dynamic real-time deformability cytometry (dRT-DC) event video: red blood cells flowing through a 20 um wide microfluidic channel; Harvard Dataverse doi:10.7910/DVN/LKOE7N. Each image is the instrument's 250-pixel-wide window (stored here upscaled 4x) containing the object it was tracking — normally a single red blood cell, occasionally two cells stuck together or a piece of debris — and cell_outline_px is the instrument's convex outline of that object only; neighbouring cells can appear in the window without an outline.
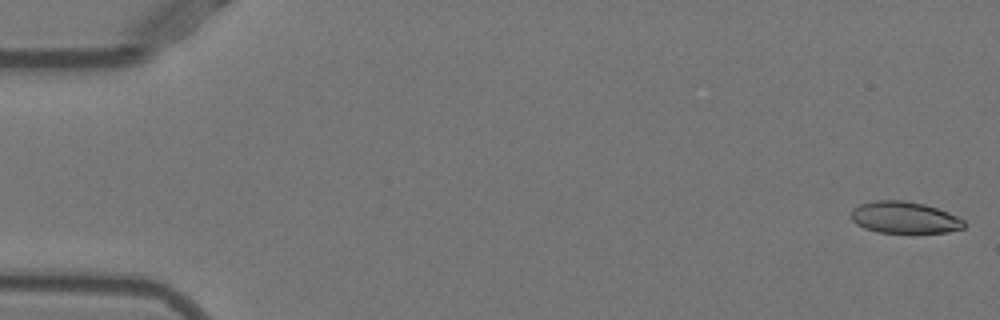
{"species": "Egyptian fruit bat (a non-hibernating species)", "species_latin": "Rousettus aegyptiacus", "temperature_condition": "warm", "stored_images_in_passage": 51, "camera_frame_rate_fps": 3000, "um_per_image_px": 0.085, "animal": {"sex": "female"}, "frame": {"image": 1, "passage_image": 1, "time_ms": 0.0, "image_size_px": [1000, 320], "cell_outline_px": [[964, 228], [948, 232], [880, 232], [864, 228], [856, 224], [852, 220], [852, 208], [860, 204], [876, 200], [904, 200], [924, 204], [948, 212], [964, 220]], "centroid_in_image_um": [76.87, 18.48], "position_along_channel_um": 8.1, "area_um2": 20.69}}
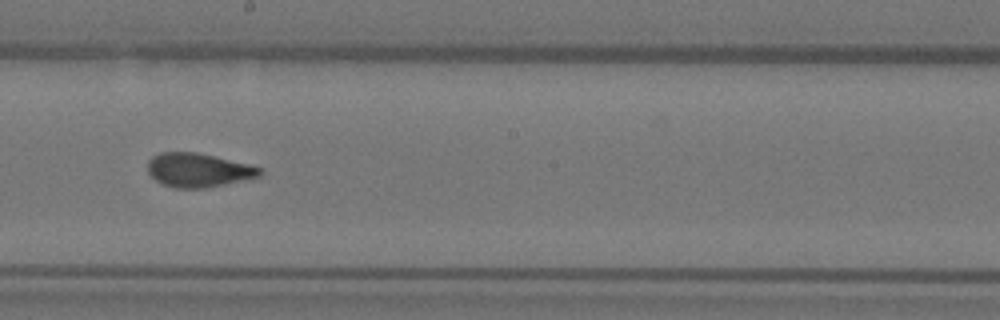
{"frame": {"image": 2, "passage_image": 29, "time_ms": 9.333, "image_size_px": [1000, 320], "cell_outline_px": [[264, 172], [260, 176], [224, 184], [204, 188], [172, 188], [156, 180], [148, 172], [148, 160], [152, 156], [160, 152], [196, 152], [248, 164], [260, 168]], "centroid_in_image_um": [16.83, 14.45], "position_along_channel_um": 231.4, "area_um2": 21.96}}
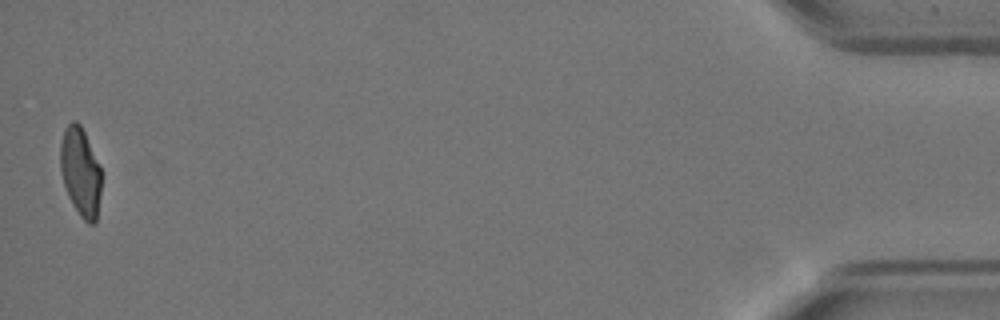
{"frame": {"image": 3, "passage_image": 51, "time_ms": 16.667, "image_size_px": [1000, 320], "cell_outline_px": [[100, 192], [96, 224], [88, 224], [80, 216], [72, 204], [68, 196], [64, 184], [60, 168], [60, 144], [64, 128], [72, 120], [76, 120], [80, 124], [84, 132], [100, 168]], "centroid_in_image_um": [6.82, 14.62], "position_along_channel_um": 428.4, "area_um2": 21.04}, "authors_computed_cell_mechanics": {"area_um2": 22.1952, "velocity_mm_per_s": 3.9327, "shape_relaxation_time_tau1_ms": null, "shape_relaxation_time_tau2_ms": 1.2465, "deformation_change_tau1": null, "deformation_change_tau2": 0.089}}